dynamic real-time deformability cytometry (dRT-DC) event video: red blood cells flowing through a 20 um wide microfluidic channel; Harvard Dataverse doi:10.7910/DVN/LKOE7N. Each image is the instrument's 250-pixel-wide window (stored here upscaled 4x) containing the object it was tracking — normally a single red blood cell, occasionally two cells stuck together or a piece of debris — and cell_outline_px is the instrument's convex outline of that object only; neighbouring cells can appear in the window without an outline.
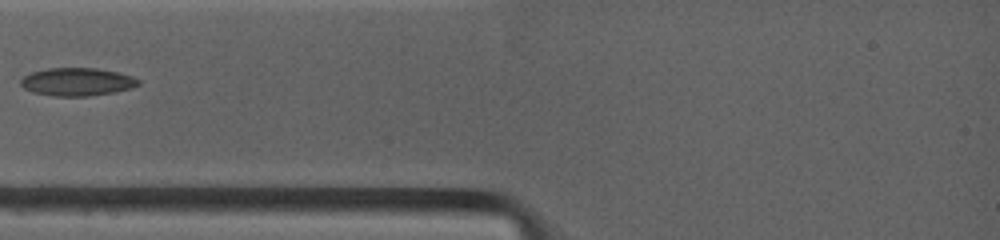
{"species": "common noctule bat (a hibernating species)", "species_latin": "Nyctalus noctula", "temperature_condition": "warm", "stored_images_in_passage": 4, "camera_frame_rate_fps": 4500, "um_per_image_px": 0.085, "animal": {"sex": "female", "body_mass_g": 19.0, "forearm_length_mm": 53.3}, "frame": {"image": 1, "passage_image": 2, "time_ms": 0.889, "image_size_px": [1000, 240], "cell_outline_px": [[140, 84], [132, 88], [116, 92], [84, 96], [56, 96], [32, 92], [24, 88], [20, 84], [20, 80], [24, 76], [32, 72], [48, 68], [96, 68], [116, 72], [132, 76], [140, 80]], "centroid_in_image_um": [6.56, 6.95], "position_along_channel_um": 78.4, "area_um2": 19.13}}
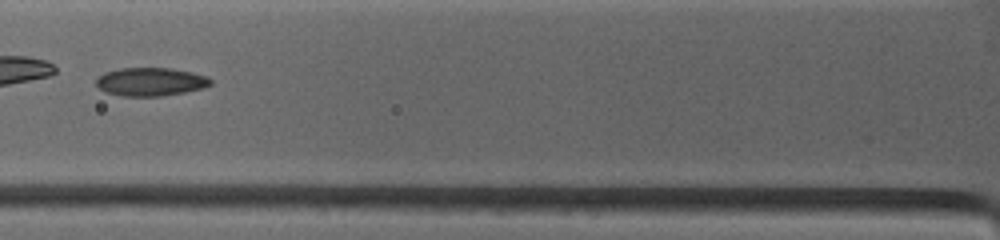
{"frame": {"image": 2, "passage_image": 3, "time_ms": 1.778, "image_size_px": [1000, 240], "cell_outline_px": [[212, 84], [200, 88], [184, 92], [156, 96], [124, 96], [108, 92], [100, 88], [96, 84], [96, 80], [104, 72], [120, 68], [168, 68], [188, 72], [204, 76], [212, 80]], "centroid_in_image_um": [12.76, 6.94], "position_along_channel_um": 113.0, "area_um2": 18.38}}